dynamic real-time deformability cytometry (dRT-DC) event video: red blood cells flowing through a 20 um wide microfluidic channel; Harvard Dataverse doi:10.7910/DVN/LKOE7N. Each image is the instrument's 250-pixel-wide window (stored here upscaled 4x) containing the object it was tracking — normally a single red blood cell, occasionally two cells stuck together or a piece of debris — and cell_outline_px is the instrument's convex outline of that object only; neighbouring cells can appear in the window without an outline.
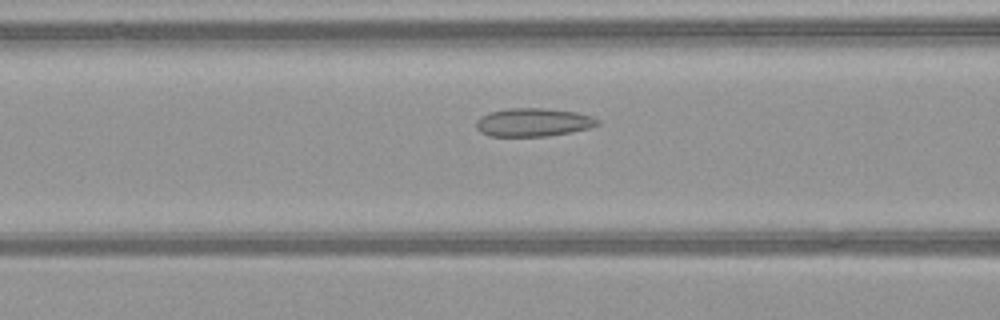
{"species": "common noctule bat (a hibernating species)", "species_latin": "Nyctalus noctula", "temperature_condition": "warm", "stored_images_in_passage": 35, "camera_frame_rate_fps": 3000, "um_per_image_px": 0.085, "animal": {"sex": "female", "body_mass_g": 21.9}, "frame": {"image": 1, "passage_image": 8, "time_ms": 2.333, "image_size_px": [1000, 320], "cell_outline_px": [[600, 124], [588, 128], [572, 132], [548, 136], [488, 136], [480, 132], [476, 128], [476, 120], [480, 116], [488, 112], [508, 108], [544, 108], [576, 112], [592, 116], [600, 120]], "centroid_in_image_um": [45.31, 10.39], "position_along_channel_um": 121.3, "area_um2": 20.23}}
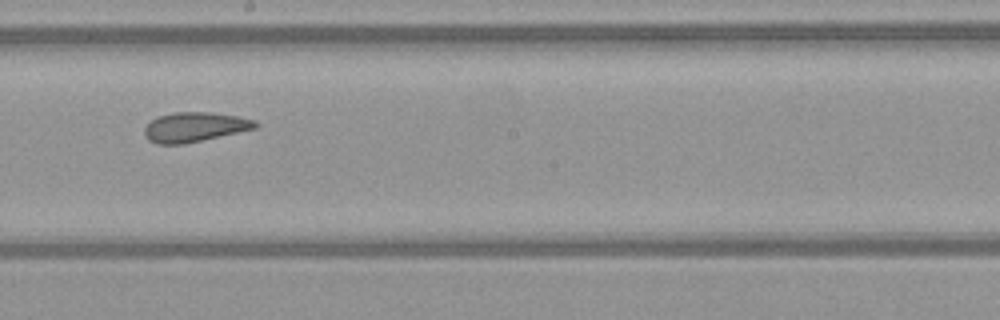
{"frame": {"image": 2, "passage_image": 16, "time_ms": 5.0, "image_size_px": [1000, 320], "cell_outline_px": [[260, 124], [256, 128], [184, 144], [156, 144], [148, 140], [144, 136], [144, 128], [156, 116], [172, 112], [208, 112], [236, 116], [256, 120]], "centroid_in_image_um": [16.51, 10.79], "position_along_channel_um": 231.7, "area_um2": 19.19}}
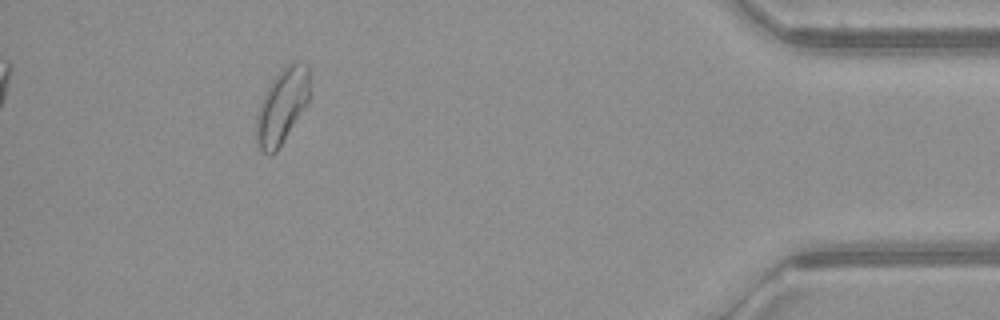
{"frame": {"image": 3, "passage_image": 33, "time_ms": 10.667, "image_size_px": [1000, 320], "cell_outline_px": [[308, 104], [276, 152], [264, 152], [256, 144], [256, 116], [260, 104], [268, 88], [276, 76], [292, 60], [304, 60], [308, 64]], "centroid_in_image_um": [23.99, 8.99], "position_along_channel_um": 411.2, "area_um2": 23.0}}